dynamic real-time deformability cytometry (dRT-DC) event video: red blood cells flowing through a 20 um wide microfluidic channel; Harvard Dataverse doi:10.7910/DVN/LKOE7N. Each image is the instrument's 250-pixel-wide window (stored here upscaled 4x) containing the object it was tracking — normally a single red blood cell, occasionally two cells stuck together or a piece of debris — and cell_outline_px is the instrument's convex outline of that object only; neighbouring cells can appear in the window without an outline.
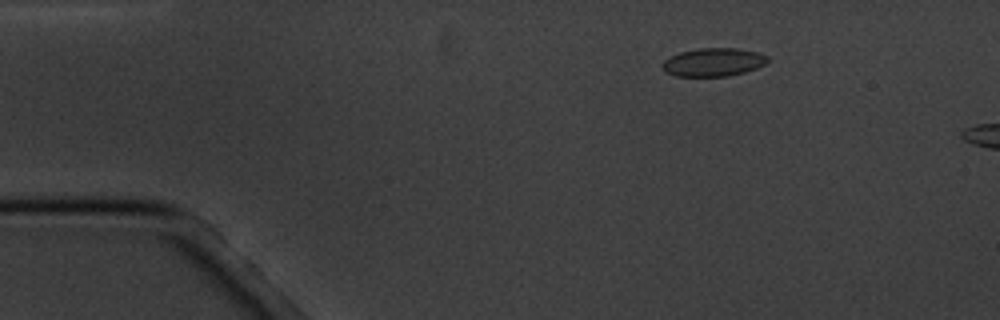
{"species": "common noctule bat (a hibernating species)", "species_latin": "Nyctalus noctula", "temperature_condition": "cold", "stored_images_in_passage": 5, "camera_frame_rate_fps": 3000, "um_per_image_px": 0.085, "animal": {"sex": "male", "body_mass_g": 20.1, "forearm_length_mm": 53.5}, "frame": {"image": 1, "passage_image": 3, "time_ms": 2.333, "image_size_px": [1000, 320], "cell_outline_px": [[768, 60], [764, 64], [756, 68], [744, 72], [728, 76], [676, 76], [664, 72], [660, 64], [668, 56], [680, 52], [696, 48], [736, 48], [756, 52], [768, 56]], "centroid_in_image_um": [60.57, 5.28], "position_along_channel_um": 24.4, "area_um2": 17.46}}